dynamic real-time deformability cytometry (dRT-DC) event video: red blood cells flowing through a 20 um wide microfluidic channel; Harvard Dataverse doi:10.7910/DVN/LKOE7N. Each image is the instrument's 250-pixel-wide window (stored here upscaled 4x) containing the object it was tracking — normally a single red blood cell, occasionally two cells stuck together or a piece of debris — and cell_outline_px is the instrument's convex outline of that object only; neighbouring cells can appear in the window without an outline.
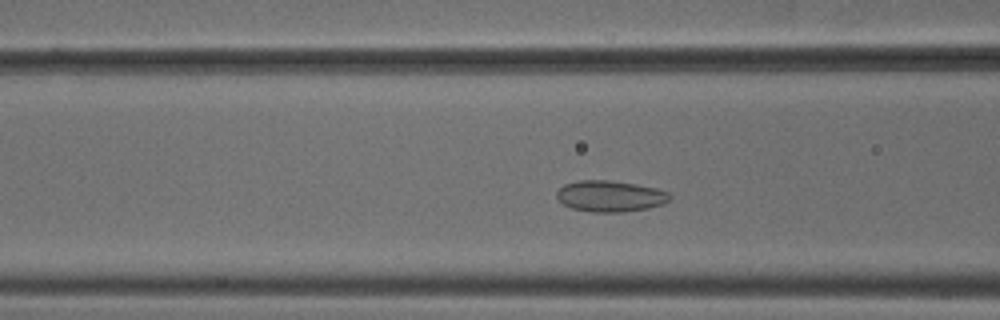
{"species": "common noctule bat (a hibernating species)", "species_latin": "Nyctalus noctula", "temperature_condition": "cold", "stored_images_in_passage": 37, "camera_frame_rate_fps": 3000, "um_per_image_px": 0.085, "animal": {"sex": "male", "body_mass_g": 18.8}, "frame": {"image": 1, "passage_image": 5, "time_ms": 1.333, "image_size_px": [1000, 320], "cell_outline_px": [[672, 196], [668, 200], [660, 204], [648, 208], [624, 212], [592, 212], [572, 208], [564, 204], [556, 196], [556, 192], [564, 184], [576, 180], [612, 180], [636, 184], [656, 188], [668, 192]], "centroid_in_image_um": [51.85, 16.66], "position_along_channel_um": 114.8, "area_um2": 20.52}}
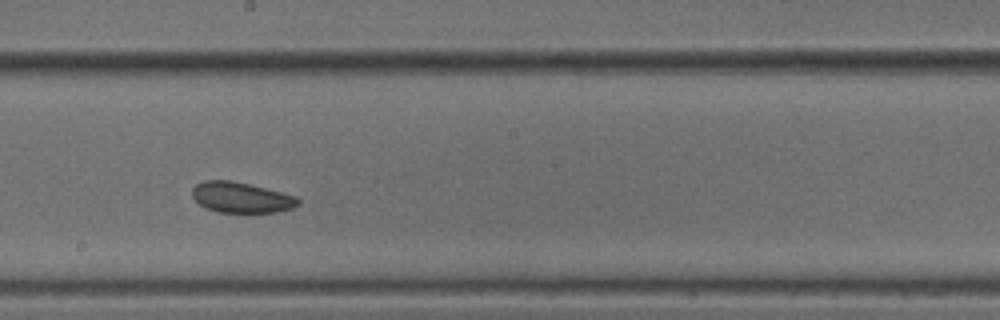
{"frame": {"image": 2, "passage_image": 14, "time_ms": 4.333, "image_size_px": [1000, 320], "cell_outline_px": [[300, 204], [292, 208], [276, 212], [216, 212], [204, 208], [192, 196], [192, 188], [196, 184], [204, 180], [232, 180], [296, 196], [300, 200]], "centroid_in_image_um": [20.48, 16.78], "position_along_channel_um": 227.7, "area_um2": 18.84}}
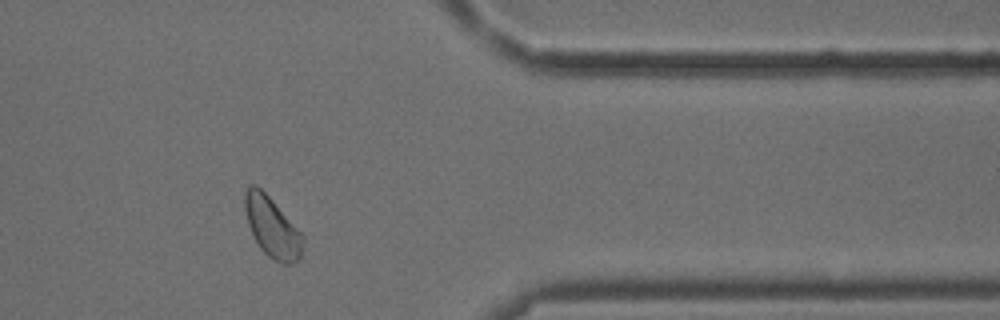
{"frame": {"image": 3, "passage_image": 28, "time_ms": 9.0, "image_size_px": [1000, 320], "cell_outline_px": [[304, 244], [300, 260], [292, 264], [280, 264], [272, 260], [260, 248], [248, 224], [244, 208], [244, 192], [248, 184], [256, 184], [272, 200], [304, 236]], "centroid_in_image_um": [23.14, 19.34], "position_along_channel_um": 388.3, "area_um2": 20.52}, "authors_computed_cell_mechanics": {"area_um2": 19.7676, "velocity_mm_per_s": 3.77, "shape_relaxation_time_tau1_ms": null, "shape_relaxation_time_tau2_ms": 2.9297, "deformation_change_tau1": null, "deformation_change_tau2": 0.0765}}